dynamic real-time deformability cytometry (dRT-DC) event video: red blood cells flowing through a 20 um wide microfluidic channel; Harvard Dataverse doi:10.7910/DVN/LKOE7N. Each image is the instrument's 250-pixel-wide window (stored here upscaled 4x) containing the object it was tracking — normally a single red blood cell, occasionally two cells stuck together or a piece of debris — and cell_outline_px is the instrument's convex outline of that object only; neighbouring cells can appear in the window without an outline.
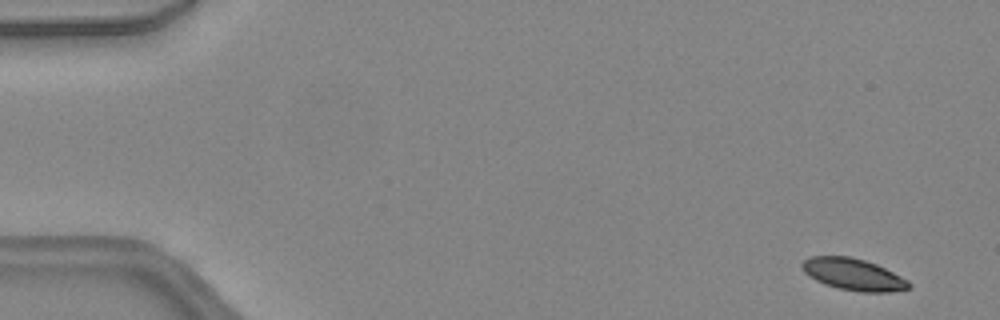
{"species": "common noctule bat (a hibernating species)", "species_latin": "Nyctalus noctula", "temperature_condition": "warm", "stored_images_in_passage": 18, "camera_frame_rate_fps": 3000, "um_per_image_px": 0.085, "animal": {"sex": "female", "body_mass_g": 24.6, "forearm_length_mm": 56.2}, "frame": {"image": 1, "passage_image": 3, "time_ms": 0.667, "image_size_px": [1000, 320], "cell_outline_px": [[912, 284], [908, 288], [888, 292], [860, 292], [840, 288], [824, 284], [808, 276], [800, 268], [800, 264], [808, 256], [848, 256], [864, 260], [876, 264], [908, 280]], "centroid_in_image_um": [72.48, 23.31], "position_along_channel_um": 12.5, "area_um2": 19.71}}
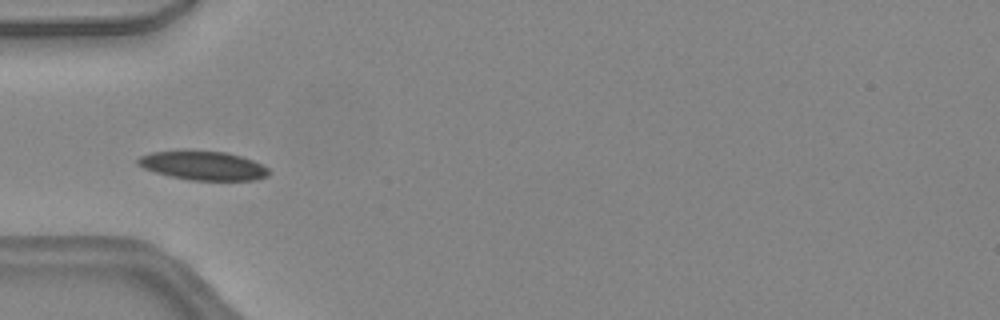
{"frame": {"image": 2, "passage_image": 16, "time_ms": 5.0, "image_size_px": [1000, 320], "cell_outline_px": [[268, 176], [256, 180], [188, 180], [156, 172], [144, 168], [136, 164], [136, 160], [140, 156], [152, 152], [184, 148], [188, 148], [228, 152], [252, 160], [268, 168]], "centroid_in_image_um": [17.22, 14.03], "position_along_channel_um": 67.8, "area_um2": 22.66}}